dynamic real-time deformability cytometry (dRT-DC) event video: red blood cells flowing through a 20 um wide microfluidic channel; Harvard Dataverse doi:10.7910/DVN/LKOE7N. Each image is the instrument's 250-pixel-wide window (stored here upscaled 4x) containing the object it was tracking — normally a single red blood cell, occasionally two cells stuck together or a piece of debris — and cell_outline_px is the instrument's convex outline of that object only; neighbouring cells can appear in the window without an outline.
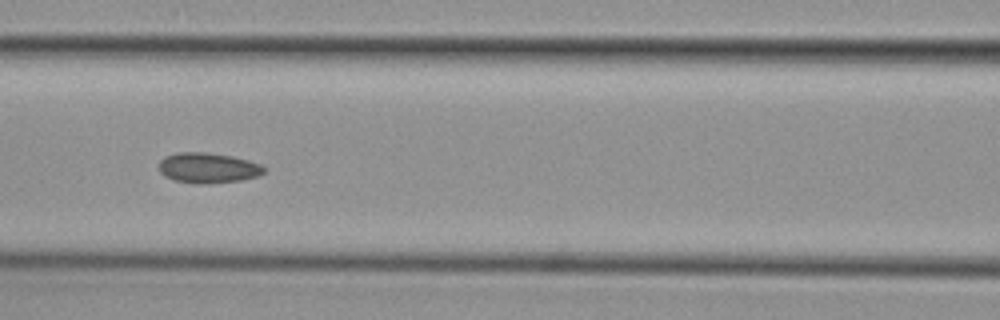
{"species": "common noctule bat (a hibernating species)", "species_latin": "Nyctalus noctula", "temperature_condition": "cold", "stored_images_in_passage": 55, "camera_frame_rate_fps": 3000, "um_per_image_px": 0.085, "animal": {"sex": "female", "body_mass_g": 29.2, "forearm_length_mm": 56.3}, "frame": {"image": 1, "passage_image": 24, "time_ms": 7.667, "image_size_px": [1000, 320], "cell_outline_px": [[264, 172], [256, 176], [240, 180], [208, 184], [196, 184], [176, 180], [164, 176], [160, 172], [160, 160], [164, 156], [176, 152], [208, 152], [232, 156], [248, 160], [260, 164], [264, 168]], "centroid_in_image_um": [17.65, 14.26], "position_along_channel_um": 149.0, "area_um2": 18.55}, "authors_computed_cell_mechanics": {"area_um2": 17.7446, "velocity_mm_per_s": 3.6988, "shape_relaxation_time_tau1_ms": null, "shape_relaxation_time_tau2_ms": 6.23, "deformation_change_tau1": null, "deformation_change_tau2": 0.1001}}